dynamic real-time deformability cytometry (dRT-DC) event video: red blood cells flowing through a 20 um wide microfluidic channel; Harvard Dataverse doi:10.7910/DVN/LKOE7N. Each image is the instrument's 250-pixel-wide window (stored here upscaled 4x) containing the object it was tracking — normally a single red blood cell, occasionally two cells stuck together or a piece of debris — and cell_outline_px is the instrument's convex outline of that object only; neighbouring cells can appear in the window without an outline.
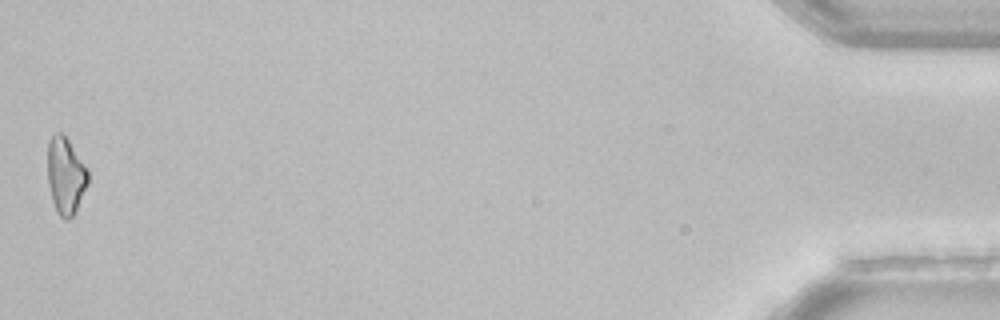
{"species": "common noctule bat (a hibernating species)", "species_latin": "Nyctalus noctula", "temperature_condition": "room temperature", "stored_images_in_passage": 41, "camera_frame_rate_fps": 3000, "um_per_image_px": 0.085, "animal": {"sex": "female", "body_mass_g": 22.7, "forearm_length_mm": 54.2}, "frame": {"image": 1, "passage_image": 41, "time_ms": 13.333, "image_size_px": [1000, 320], "cell_outline_px": [[88, 184], [72, 216], [68, 220], [64, 220], [56, 212], [52, 200], [48, 184], [48, 144], [52, 136], [56, 132], [60, 132], [68, 140], [88, 172]], "centroid_in_image_um": [5.55, 14.97], "position_along_channel_um": 429.6, "area_um2": 17.63}, "authors_computed_cell_mechanics": {"area_um2": 19.2474, "velocity_mm_per_s": 3.8564, "shape_relaxation_time_tau1_ms": 5.6735, "shape_relaxation_time_tau2_ms": null, "deformation_change_tau1": 0.1399, "deformation_change_tau2": null}}